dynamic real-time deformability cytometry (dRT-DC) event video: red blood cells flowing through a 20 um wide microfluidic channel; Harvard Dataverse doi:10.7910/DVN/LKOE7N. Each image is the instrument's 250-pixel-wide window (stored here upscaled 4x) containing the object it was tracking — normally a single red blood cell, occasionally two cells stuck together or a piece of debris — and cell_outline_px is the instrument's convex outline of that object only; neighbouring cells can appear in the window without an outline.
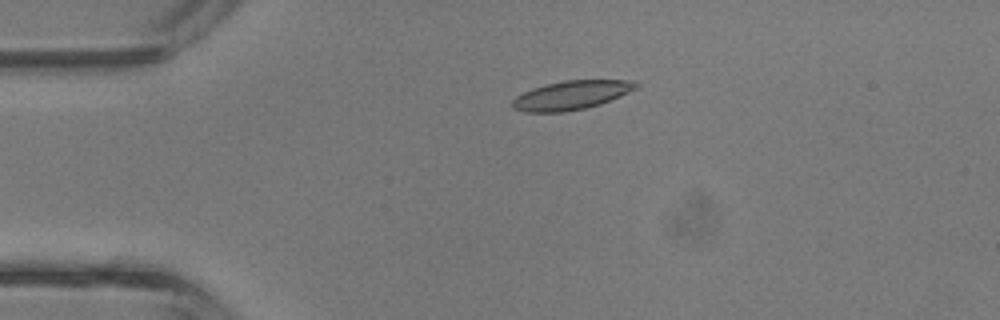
{"species": "common noctule bat (a hibernating species)", "species_latin": "Nyctalus noctula", "temperature_condition": "room temperature", "stored_images_in_passage": 4, "camera_frame_rate_fps": 3000, "um_per_image_px": 0.085, "animal": {"sex": "male", "body_mass_g": 13.3}, "frame": {"image": 1, "passage_image": 2, "time_ms": 0.333, "image_size_px": [1000, 320], "cell_outline_px": [[640, 84], [636, 88], [620, 96], [600, 104], [584, 108], [564, 112], [524, 112], [512, 108], [512, 100], [516, 96], [532, 88], [544, 84], [564, 80], [632, 80]], "centroid_in_image_um": [48.53, 8.08], "position_along_channel_um": 36.5, "area_um2": 20.81}}